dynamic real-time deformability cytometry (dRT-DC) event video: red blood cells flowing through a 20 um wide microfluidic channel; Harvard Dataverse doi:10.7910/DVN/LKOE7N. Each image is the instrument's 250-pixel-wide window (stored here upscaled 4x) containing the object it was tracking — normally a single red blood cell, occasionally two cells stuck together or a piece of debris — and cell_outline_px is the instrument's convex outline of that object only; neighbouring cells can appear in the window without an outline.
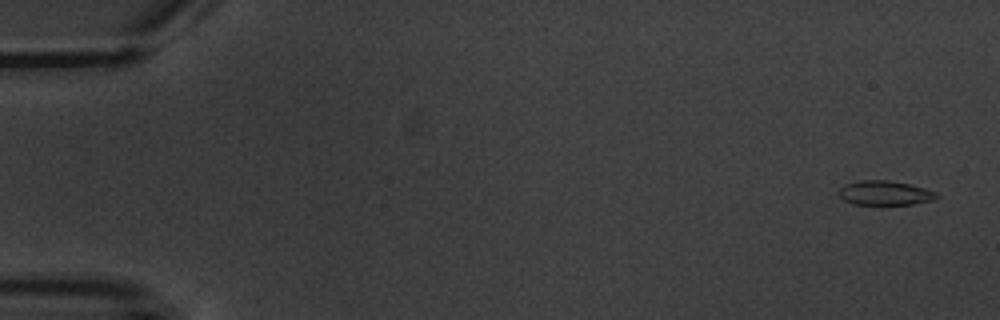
{"species": "common noctule bat (a hibernating species)", "species_latin": "Nyctalus noctula", "temperature_condition": "warm", "stored_images_in_passage": 4, "camera_frame_rate_fps": 3000, "um_per_image_px": 0.085, "animal": {"sex": "male", "body_mass_g": 20.1, "forearm_length_mm": 53.5}, "frame": {"image": 1, "passage_image": 1, "time_ms": 0.0, "image_size_px": [1000, 320], "cell_outline_px": [[940, 196], [932, 200], [912, 204], [852, 204], [844, 200], [840, 196], [840, 188], [844, 184], [860, 180], [888, 180], [908, 184], [924, 188], [936, 192]], "centroid_in_image_um": [75.21, 16.4], "position_along_channel_um": 9.8, "area_um2": 13.76}}
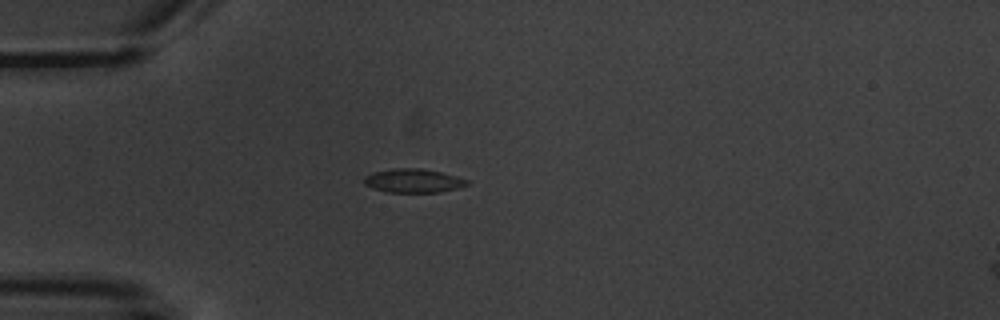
{"frame": {"image": 2, "passage_image": 4, "time_ms": 4.667, "image_size_px": [1000, 320], "cell_outline_px": [[468, 184], [460, 188], [440, 192], [388, 192], [372, 188], [364, 184], [364, 176], [372, 172], [392, 168], [420, 168], [440, 172], [456, 176], [468, 180]], "centroid_in_image_um": [35.11, 15.36], "position_along_channel_um": 49.9, "area_um2": 14.33}}